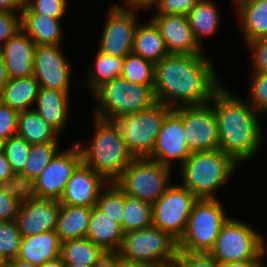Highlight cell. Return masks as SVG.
Masks as SVG:
<instances>
[{
	"instance_id": "d4e9b609",
	"label": "cell",
	"mask_w": 267,
	"mask_h": 267,
	"mask_svg": "<svg viewBox=\"0 0 267 267\" xmlns=\"http://www.w3.org/2000/svg\"><path fill=\"white\" fill-rule=\"evenodd\" d=\"M144 23L137 25L132 52L157 64L169 55V52L155 23L151 19Z\"/></svg>"
},
{
	"instance_id": "4316f807",
	"label": "cell",
	"mask_w": 267,
	"mask_h": 267,
	"mask_svg": "<svg viewBox=\"0 0 267 267\" xmlns=\"http://www.w3.org/2000/svg\"><path fill=\"white\" fill-rule=\"evenodd\" d=\"M39 88V82L33 75L9 79L0 95V101L18 112L30 110L34 107Z\"/></svg>"
},
{
	"instance_id": "60d3db41",
	"label": "cell",
	"mask_w": 267,
	"mask_h": 267,
	"mask_svg": "<svg viewBox=\"0 0 267 267\" xmlns=\"http://www.w3.org/2000/svg\"><path fill=\"white\" fill-rule=\"evenodd\" d=\"M250 77V98L246 100L259 114H267V72H252Z\"/></svg>"
},
{
	"instance_id": "3957f363",
	"label": "cell",
	"mask_w": 267,
	"mask_h": 267,
	"mask_svg": "<svg viewBox=\"0 0 267 267\" xmlns=\"http://www.w3.org/2000/svg\"><path fill=\"white\" fill-rule=\"evenodd\" d=\"M94 136L90 145L77 142L82 161L108 182H115L135 158L121 138L116 123L93 117Z\"/></svg>"
},
{
	"instance_id": "7dc6e473",
	"label": "cell",
	"mask_w": 267,
	"mask_h": 267,
	"mask_svg": "<svg viewBox=\"0 0 267 267\" xmlns=\"http://www.w3.org/2000/svg\"><path fill=\"white\" fill-rule=\"evenodd\" d=\"M0 185L20 186L18 177L15 175L5 152L0 149Z\"/></svg>"
},
{
	"instance_id": "9f6ffc18",
	"label": "cell",
	"mask_w": 267,
	"mask_h": 267,
	"mask_svg": "<svg viewBox=\"0 0 267 267\" xmlns=\"http://www.w3.org/2000/svg\"><path fill=\"white\" fill-rule=\"evenodd\" d=\"M65 267H102V266H86L83 264L74 263V264H65Z\"/></svg>"
},
{
	"instance_id": "7c38bea8",
	"label": "cell",
	"mask_w": 267,
	"mask_h": 267,
	"mask_svg": "<svg viewBox=\"0 0 267 267\" xmlns=\"http://www.w3.org/2000/svg\"><path fill=\"white\" fill-rule=\"evenodd\" d=\"M82 162L77 142L58 152L38 178L26 189L29 195L59 201L73 171Z\"/></svg>"
},
{
	"instance_id": "f35d334b",
	"label": "cell",
	"mask_w": 267,
	"mask_h": 267,
	"mask_svg": "<svg viewBox=\"0 0 267 267\" xmlns=\"http://www.w3.org/2000/svg\"><path fill=\"white\" fill-rule=\"evenodd\" d=\"M25 194L21 186L0 185V221L16 220Z\"/></svg>"
},
{
	"instance_id": "f907efd6",
	"label": "cell",
	"mask_w": 267,
	"mask_h": 267,
	"mask_svg": "<svg viewBox=\"0 0 267 267\" xmlns=\"http://www.w3.org/2000/svg\"><path fill=\"white\" fill-rule=\"evenodd\" d=\"M158 2L159 0H124L120 5L139 12L150 8L154 10Z\"/></svg>"
},
{
	"instance_id": "4dcf8cb0",
	"label": "cell",
	"mask_w": 267,
	"mask_h": 267,
	"mask_svg": "<svg viewBox=\"0 0 267 267\" xmlns=\"http://www.w3.org/2000/svg\"><path fill=\"white\" fill-rule=\"evenodd\" d=\"M17 135L23 137L29 144L59 143V133L34 109L19 113Z\"/></svg>"
},
{
	"instance_id": "681fc988",
	"label": "cell",
	"mask_w": 267,
	"mask_h": 267,
	"mask_svg": "<svg viewBox=\"0 0 267 267\" xmlns=\"http://www.w3.org/2000/svg\"><path fill=\"white\" fill-rule=\"evenodd\" d=\"M267 249H265L257 258L248 259L245 261H234L228 263H219V267H265L264 261ZM263 263V264H262Z\"/></svg>"
},
{
	"instance_id": "5b68a950",
	"label": "cell",
	"mask_w": 267,
	"mask_h": 267,
	"mask_svg": "<svg viewBox=\"0 0 267 267\" xmlns=\"http://www.w3.org/2000/svg\"><path fill=\"white\" fill-rule=\"evenodd\" d=\"M153 88L122 77L105 82L92 93L97 103L93 116L113 121L120 116L148 109L157 102Z\"/></svg>"
},
{
	"instance_id": "30bf717a",
	"label": "cell",
	"mask_w": 267,
	"mask_h": 267,
	"mask_svg": "<svg viewBox=\"0 0 267 267\" xmlns=\"http://www.w3.org/2000/svg\"><path fill=\"white\" fill-rule=\"evenodd\" d=\"M263 236L250 224L230 217L222 226L210 253L218 263L254 259L267 247Z\"/></svg>"
},
{
	"instance_id": "2e32d148",
	"label": "cell",
	"mask_w": 267,
	"mask_h": 267,
	"mask_svg": "<svg viewBox=\"0 0 267 267\" xmlns=\"http://www.w3.org/2000/svg\"><path fill=\"white\" fill-rule=\"evenodd\" d=\"M61 45H37L33 76L43 88L70 93L72 65L63 55Z\"/></svg>"
},
{
	"instance_id": "5bb4252c",
	"label": "cell",
	"mask_w": 267,
	"mask_h": 267,
	"mask_svg": "<svg viewBox=\"0 0 267 267\" xmlns=\"http://www.w3.org/2000/svg\"><path fill=\"white\" fill-rule=\"evenodd\" d=\"M182 123L186 143L192 152L219 149L217 120L210 102L182 106Z\"/></svg>"
},
{
	"instance_id": "7402d4cb",
	"label": "cell",
	"mask_w": 267,
	"mask_h": 267,
	"mask_svg": "<svg viewBox=\"0 0 267 267\" xmlns=\"http://www.w3.org/2000/svg\"><path fill=\"white\" fill-rule=\"evenodd\" d=\"M61 241L55 230L34 236H22L18 259L41 266L60 256Z\"/></svg>"
},
{
	"instance_id": "f1b7e54d",
	"label": "cell",
	"mask_w": 267,
	"mask_h": 267,
	"mask_svg": "<svg viewBox=\"0 0 267 267\" xmlns=\"http://www.w3.org/2000/svg\"><path fill=\"white\" fill-rule=\"evenodd\" d=\"M107 254L88 238H75L61 242L59 257L65 264L103 266Z\"/></svg>"
},
{
	"instance_id": "e0dca14e",
	"label": "cell",
	"mask_w": 267,
	"mask_h": 267,
	"mask_svg": "<svg viewBox=\"0 0 267 267\" xmlns=\"http://www.w3.org/2000/svg\"><path fill=\"white\" fill-rule=\"evenodd\" d=\"M60 201L24 195L16 222L22 236H34L56 229Z\"/></svg>"
},
{
	"instance_id": "d6a6232c",
	"label": "cell",
	"mask_w": 267,
	"mask_h": 267,
	"mask_svg": "<svg viewBox=\"0 0 267 267\" xmlns=\"http://www.w3.org/2000/svg\"><path fill=\"white\" fill-rule=\"evenodd\" d=\"M124 57H115L97 51L94 66L86 78V86L93 93L103 83L120 77L122 73ZM94 68V69H93Z\"/></svg>"
},
{
	"instance_id": "836d02e7",
	"label": "cell",
	"mask_w": 267,
	"mask_h": 267,
	"mask_svg": "<svg viewBox=\"0 0 267 267\" xmlns=\"http://www.w3.org/2000/svg\"><path fill=\"white\" fill-rule=\"evenodd\" d=\"M123 232L139 230L152 225V204L124 194Z\"/></svg>"
},
{
	"instance_id": "8d00e7d4",
	"label": "cell",
	"mask_w": 267,
	"mask_h": 267,
	"mask_svg": "<svg viewBox=\"0 0 267 267\" xmlns=\"http://www.w3.org/2000/svg\"><path fill=\"white\" fill-rule=\"evenodd\" d=\"M22 235L16 220L0 221V259L7 260L17 258Z\"/></svg>"
},
{
	"instance_id": "f6af8a7d",
	"label": "cell",
	"mask_w": 267,
	"mask_h": 267,
	"mask_svg": "<svg viewBox=\"0 0 267 267\" xmlns=\"http://www.w3.org/2000/svg\"><path fill=\"white\" fill-rule=\"evenodd\" d=\"M21 30V14L0 11V47Z\"/></svg>"
},
{
	"instance_id": "ee69618b",
	"label": "cell",
	"mask_w": 267,
	"mask_h": 267,
	"mask_svg": "<svg viewBox=\"0 0 267 267\" xmlns=\"http://www.w3.org/2000/svg\"><path fill=\"white\" fill-rule=\"evenodd\" d=\"M246 48L252 52V72H267V37L247 42Z\"/></svg>"
},
{
	"instance_id": "277c9868",
	"label": "cell",
	"mask_w": 267,
	"mask_h": 267,
	"mask_svg": "<svg viewBox=\"0 0 267 267\" xmlns=\"http://www.w3.org/2000/svg\"><path fill=\"white\" fill-rule=\"evenodd\" d=\"M240 164L220 149L192 152L178 168L181 185L198 199H215L217 190L225 185Z\"/></svg>"
},
{
	"instance_id": "b9f144b4",
	"label": "cell",
	"mask_w": 267,
	"mask_h": 267,
	"mask_svg": "<svg viewBox=\"0 0 267 267\" xmlns=\"http://www.w3.org/2000/svg\"><path fill=\"white\" fill-rule=\"evenodd\" d=\"M176 262L179 267H219L211 253L178 250Z\"/></svg>"
},
{
	"instance_id": "cb8c5ba5",
	"label": "cell",
	"mask_w": 267,
	"mask_h": 267,
	"mask_svg": "<svg viewBox=\"0 0 267 267\" xmlns=\"http://www.w3.org/2000/svg\"><path fill=\"white\" fill-rule=\"evenodd\" d=\"M244 43L267 37V0H234Z\"/></svg>"
},
{
	"instance_id": "44dd1931",
	"label": "cell",
	"mask_w": 267,
	"mask_h": 267,
	"mask_svg": "<svg viewBox=\"0 0 267 267\" xmlns=\"http://www.w3.org/2000/svg\"><path fill=\"white\" fill-rule=\"evenodd\" d=\"M70 93L40 87L34 110L60 135L68 120Z\"/></svg>"
},
{
	"instance_id": "603a6c76",
	"label": "cell",
	"mask_w": 267,
	"mask_h": 267,
	"mask_svg": "<svg viewBox=\"0 0 267 267\" xmlns=\"http://www.w3.org/2000/svg\"><path fill=\"white\" fill-rule=\"evenodd\" d=\"M123 236L124 232L121 225L115 223L112 218L95 206L92 207L86 238L106 253L113 254L119 249Z\"/></svg>"
},
{
	"instance_id": "83f0119b",
	"label": "cell",
	"mask_w": 267,
	"mask_h": 267,
	"mask_svg": "<svg viewBox=\"0 0 267 267\" xmlns=\"http://www.w3.org/2000/svg\"><path fill=\"white\" fill-rule=\"evenodd\" d=\"M92 207L60 205L56 233L61 242L86 238Z\"/></svg>"
},
{
	"instance_id": "8fae6325",
	"label": "cell",
	"mask_w": 267,
	"mask_h": 267,
	"mask_svg": "<svg viewBox=\"0 0 267 267\" xmlns=\"http://www.w3.org/2000/svg\"><path fill=\"white\" fill-rule=\"evenodd\" d=\"M198 198L182 185L172 184L152 204V225L179 241L185 233L188 219Z\"/></svg>"
},
{
	"instance_id": "6da1fadb",
	"label": "cell",
	"mask_w": 267,
	"mask_h": 267,
	"mask_svg": "<svg viewBox=\"0 0 267 267\" xmlns=\"http://www.w3.org/2000/svg\"><path fill=\"white\" fill-rule=\"evenodd\" d=\"M206 54H169L155 64L154 96L171 108L209 103L223 86Z\"/></svg>"
},
{
	"instance_id": "e575fe53",
	"label": "cell",
	"mask_w": 267,
	"mask_h": 267,
	"mask_svg": "<svg viewBox=\"0 0 267 267\" xmlns=\"http://www.w3.org/2000/svg\"><path fill=\"white\" fill-rule=\"evenodd\" d=\"M154 73V63L131 52L124 57L120 77L135 84L154 86Z\"/></svg>"
},
{
	"instance_id": "7a4b0ae2",
	"label": "cell",
	"mask_w": 267,
	"mask_h": 267,
	"mask_svg": "<svg viewBox=\"0 0 267 267\" xmlns=\"http://www.w3.org/2000/svg\"><path fill=\"white\" fill-rule=\"evenodd\" d=\"M229 90L222 86L210 103L217 120L219 149L243 164L256 156L263 143L261 114Z\"/></svg>"
},
{
	"instance_id": "f546056e",
	"label": "cell",
	"mask_w": 267,
	"mask_h": 267,
	"mask_svg": "<svg viewBox=\"0 0 267 267\" xmlns=\"http://www.w3.org/2000/svg\"><path fill=\"white\" fill-rule=\"evenodd\" d=\"M218 8L214 1L199 0L187 15L194 37L200 45L204 38H212L219 29L221 12Z\"/></svg>"
},
{
	"instance_id": "ffe728a7",
	"label": "cell",
	"mask_w": 267,
	"mask_h": 267,
	"mask_svg": "<svg viewBox=\"0 0 267 267\" xmlns=\"http://www.w3.org/2000/svg\"><path fill=\"white\" fill-rule=\"evenodd\" d=\"M36 46L21 29L0 47L9 79L33 75Z\"/></svg>"
},
{
	"instance_id": "52a82bcc",
	"label": "cell",
	"mask_w": 267,
	"mask_h": 267,
	"mask_svg": "<svg viewBox=\"0 0 267 267\" xmlns=\"http://www.w3.org/2000/svg\"><path fill=\"white\" fill-rule=\"evenodd\" d=\"M172 110L173 108L156 102L148 109L113 120L135 158L148 157L152 153L163 122Z\"/></svg>"
},
{
	"instance_id": "8992f818",
	"label": "cell",
	"mask_w": 267,
	"mask_h": 267,
	"mask_svg": "<svg viewBox=\"0 0 267 267\" xmlns=\"http://www.w3.org/2000/svg\"><path fill=\"white\" fill-rule=\"evenodd\" d=\"M178 241L169 233L151 225L124 233L116 254L129 261L150 266L176 261Z\"/></svg>"
},
{
	"instance_id": "816d5d0a",
	"label": "cell",
	"mask_w": 267,
	"mask_h": 267,
	"mask_svg": "<svg viewBox=\"0 0 267 267\" xmlns=\"http://www.w3.org/2000/svg\"><path fill=\"white\" fill-rule=\"evenodd\" d=\"M24 7V0H0V11L21 13Z\"/></svg>"
},
{
	"instance_id": "4fadbf2b",
	"label": "cell",
	"mask_w": 267,
	"mask_h": 267,
	"mask_svg": "<svg viewBox=\"0 0 267 267\" xmlns=\"http://www.w3.org/2000/svg\"><path fill=\"white\" fill-rule=\"evenodd\" d=\"M98 51L115 57H125L133 50L138 11L114 3L109 7ZM138 15V16H137Z\"/></svg>"
},
{
	"instance_id": "484cf974",
	"label": "cell",
	"mask_w": 267,
	"mask_h": 267,
	"mask_svg": "<svg viewBox=\"0 0 267 267\" xmlns=\"http://www.w3.org/2000/svg\"><path fill=\"white\" fill-rule=\"evenodd\" d=\"M61 19L42 14H21V29L36 45H61Z\"/></svg>"
},
{
	"instance_id": "1f68e13d",
	"label": "cell",
	"mask_w": 267,
	"mask_h": 267,
	"mask_svg": "<svg viewBox=\"0 0 267 267\" xmlns=\"http://www.w3.org/2000/svg\"><path fill=\"white\" fill-rule=\"evenodd\" d=\"M58 144L59 143L31 144L25 168L18 176L19 185L21 187L27 189L38 178L55 155L61 151L58 148Z\"/></svg>"
},
{
	"instance_id": "bcb514c9",
	"label": "cell",
	"mask_w": 267,
	"mask_h": 267,
	"mask_svg": "<svg viewBox=\"0 0 267 267\" xmlns=\"http://www.w3.org/2000/svg\"><path fill=\"white\" fill-rule=\"evenodd\" d=\"M199 0H159L154 14L188 15Z\"/></svg>"
},
{
	"instance_id": "11a10c76",
	"label": "cell",
	"mask_w": 267,
	"mask_h": 267,
	"mask_svg": "<svg viewBox=\"0 0 267 267\" xmlns=\"http://www.w3.org/2000/svg\"><path fill=\"white\" fill-rule=\"evenodd\" d=\"M38 267H65V263L60 257H58L52 261H46L44 264Z\"/></svg>"
},
{
	"instance_id": "680465c9",
	"label": "cell",
	"mask_w": 267,
	"mask_h": 267,
	"mask_svg": "<svg viewBox=\"0 0 267 267\" xmlns=\"http://www.w3.org/2000/svg\"><path fill=\"white\" fill-rule=\"evenodd\" d=\"M0 267H4V262L0 259Z\"/></svg>"
},
{
	"instance_id": "d6986e66",
	"label": "cell",
	"mask_w": 267,
	"mask_h": 267,
	"mask_svg": "<svg viewBox=\"0 0 267 267\" xmlns=\"http://www.w3.org/2000/svg\"><path fill=\"white\" fill-rule=\"evenodd\" d=\"M108 181L83 161L73 171L59 200L63 205L94 207Z\"/></svg>"
},
{
	"instance_id": "9c48e42d",
	"label": "cell",
	"mask_w": 267,
	"mask_h": 267,
	"mask_svg": "<svg viewBox=\"0 0 267 267\" xmlns=\"http://www.w3.org/2000/svg\"><path fill=\"white\" fill-rule=\"evenodd\" d=\"M171 170L147 157L134 158L115 183L124 194L153 204L172 185Z\"/></svg>"
},
{
	"instance_id": "9a60e30c",
	"label": "cell",
	"mask_w": 267,
	"mask_h": 267,
	"mask_svg": "<svg viewBox=\"0 0 267 267\" xmlns=\"http://www.w3.org/2000/svg\"><path fill=\"white\" fill-rule=\"evenodd\" d=\"M182 123V106L174 108L165 118L158 134L152 153L147 157L164 166L172 168L177 162L179 167L190 157Z\"/></svg>"
},
{
	"instance_id": "c3c4849f",
	"label": "cell",
	"mask_w": 267,
	"mask_h": 267,
	"mask_svg": "<svg viewBox=\"0 0 267 267\" xmlns=\"http://www.w3.org/2000/svg\"><path fill=\"white\" fill-rule=\"evenodd\" d=\"M102 267H147L144 264L125 260L116 253L107 254Z\"/></svg>"
},
{
	"instance_id": "d590c367",
	"label": "cell",
	"mask_w": 267,
	"mask_h": 267,
	"mask_svg": "<svg viewBox=\"0 0 267 267\" xmlns=\"http://www.w3.org/2000/svg\"><path fill=\"white\" fill-rule=\"evenodd\" d=\"M95 207L122 226L124 192L115 182H108L101 190Z\"/></svg>"
},
{
	"instance_id": "ac0fdd59",
	"label": "cell",
	"mask_w": 267,
	"mask_h": 267,
	"mask_svg": "<svg viewBox=\"0 0 267 267\" xmlns=\"http://www.w3.org/2000/svg\"><path fill=\"white\" fill-rule=\"evenodd\" d=\"M150 19L158 27L169 54H203L186 15L153 14Z\"/></svg>"
},
{
	"instance_id": "db71d44e",
	"label": "cell",
	"mask_w": 267,
	"mask_h": 267,
	"mask_svg": "<svg viewBox=\"0 0 267 267\" xmlns=\"http://www.w3.org/2000/svg\"><path fill=\"white\" fill-rule=\"evenodd\" d=\"M4 267H38V266L33 265L27 261L14 258V259L7 260L4 263Z\"/></svg>"
},
{
	"instance_id": "6f0895ef",
	"label": "cell",
	"mask_w": 267,
	"mask_h": 267,
	"mask_svg": "<svg viewBox=\"0 0 267 267\" xmlns=\"http://www.w3.org/2000/svg\"><path fill=\"white\" fill-rule=\"evenodd\" d=\"M150 267H179L177 262H171L168 264H164V265H158V266H150Z\"/></svg>"
},
{
	"instance_id": "7bdbcfd3",
	"label": "cell",
	"mask_w": 267,
	"mask_h": 267,
	"mask_svg": "<svg viewBox=\"0 0 267 267\" xmlns=\"http://www.w3.org/2000/svg\"><path fill=\"white\" fill-rule=\"evenodd\" d=\"M18 111L0 101V143L17 134Z\"/></svg>"
},
{
	"instance_id": "74e56055",
	"label": "cell",
	"mask_w": 267,
	"mask_h": 267,
	"mask_svg": "<svg viewBox=\"0 0 267 267\" xmlns=\"http://www.w3.org/2000/svg\"><path fill=\"white\" fill-rule=\"evenodd\" d=\"M30 149L31 144L17 134L2 143V150L5 152L7 160L17 177L25 168Z\"/></svg>"
},
{
	"instance_id": "ba28073f",
	"label": "cell",
	"mask_w": 267,
	"mask_h": 267,
	"mask_svg": "<svg viewBox=\"0 0 267 267\" xmlns=\"http://www.w3.org/2000/svg\"><path fill=\"white\" fill-rule=\"evenodd\" d=\"M231 216L215 199H198L192 209L186 230L178 241V250L210 253L222 226Z\"/></svg>"
},
{
	"instance_id": "f5cc1de1",
	"label": "cell",
	"mask_w": 267,
	"mask_h": 267,
	"mask_svg": "<svg viewBox=\"0 0 267 267\" xmlns=\"http://www.w3.org/2000/svg\"><path fill=\"white\" fill-rule=\"evenodd\" d=\"M9 80L6 67L2 54L0 53V95L2 94L3 88L5 87L7 81Z\"/></svg>"
},
{
	"instance_id": "ab89813d",
	"label": "cell",
	"mask_w": 267,
	"mask_h": 267,
	"mask_svg": "<svg viewBox=\"0 0 267 267\" xmlns=\"http://www.w3.org/2000/svg\"><path fill=\"white\" fill-rule=\"evenodd\" d=\"M68 0H24L20 14H42L50 18L63 19Z\"/></svg>"
}]
</instances>
